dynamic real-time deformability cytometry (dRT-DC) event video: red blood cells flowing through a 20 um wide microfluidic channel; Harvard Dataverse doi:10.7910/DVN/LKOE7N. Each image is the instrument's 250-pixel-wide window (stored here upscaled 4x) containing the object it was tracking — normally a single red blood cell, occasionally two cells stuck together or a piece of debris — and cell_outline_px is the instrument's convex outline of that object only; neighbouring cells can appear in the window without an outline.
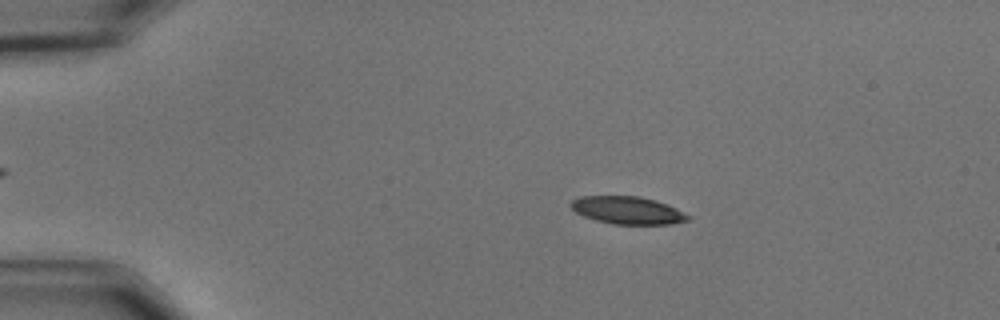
{"species": "common noctule bat (a hibernating species)", "species_latin": "Nyctalus noctula", "temperature_condition": "cold", "stored_images_in_passage": 57, "camera_frame_rate_fps": 3000, "um_per_image_px": 0.085, "animal": {"sex": "male", "body_mass_g": 15.6}, "frame": {"image": 1, "passage_image": 11, "time_ms": 3.333, "image_size_px": [1000, 320], "cell_outline_px": [[692, 216], [688, 220], [672, 224], [612, 224], [596, 220], [584, 216], [576, 212], [568, 204], [572, 200], [580, 196], [640, 196], [656, 200], [668, 204]], "centroid_in_image_um": [53.36, 17.87], "position_along_channel_um": 31.6, "area_um2": 18.96}}
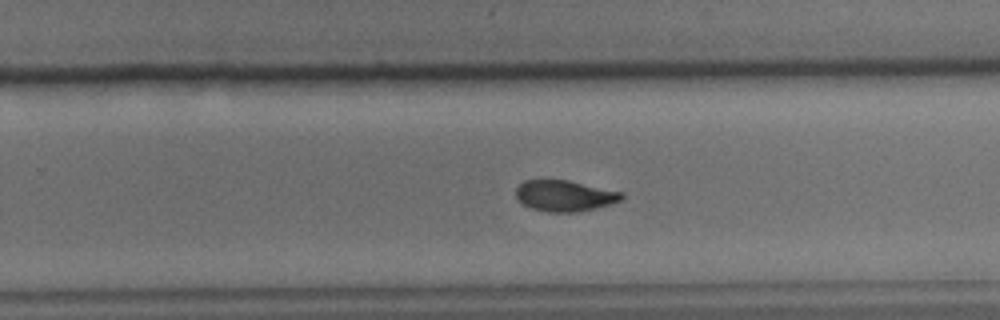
{"frame": {"image": 2, "passage_image": 37, "time_ms": 12.0, "image_size_px": [1000, 320], "cell_outline_px": [[624, 196], [620, 200], [596, 208], [576, 212], [548, 212], [532, 208], [524, 204], [516, 196], [516, 188], [524, 180], [568, 180], [624, 192]], "centroid_in_image_um": [48.01, 16.63], "position_along_channel_um": 281.8, "area_um2": 18.96}}
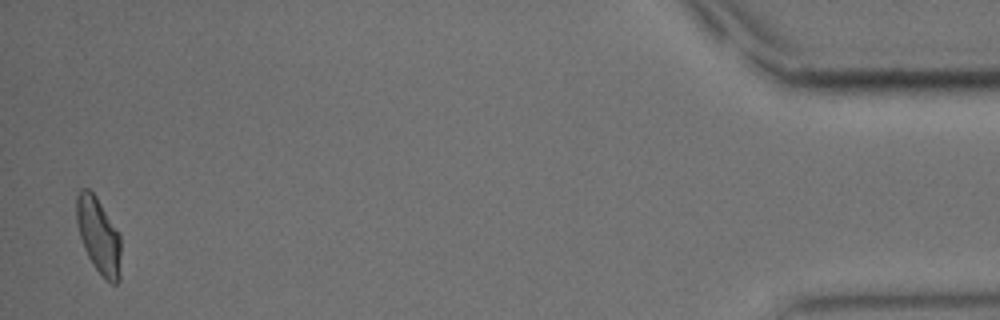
{"frame": {"image": 3, "passage_image": 56, "time_ms": 18.333, "image_size_px": [1000, 320], "cell_outline_px": [[120, 280], [116, 284], [112, 284], [92, 264], [84, 248], [76, 224], [76, 196], [80, 188], [88, 188], [96, 196], [120, 236]], "centroid_in_image_um": [8.36, 20.0], "position_along_channel_um": 426.8, "area_um2": 19.42}, "authors_computed_cell_mechanics": {"area_um2": 19.7098, "velocity_mm_per_s": 3.5523, "shape_relaxation_time_tau1_ms": 4.5595, "shape_relaxation_time_tau2_ms": 4.1307, "deformation_change_tau1": 0.1435, "deformation_change_tau2": 0.0892}}